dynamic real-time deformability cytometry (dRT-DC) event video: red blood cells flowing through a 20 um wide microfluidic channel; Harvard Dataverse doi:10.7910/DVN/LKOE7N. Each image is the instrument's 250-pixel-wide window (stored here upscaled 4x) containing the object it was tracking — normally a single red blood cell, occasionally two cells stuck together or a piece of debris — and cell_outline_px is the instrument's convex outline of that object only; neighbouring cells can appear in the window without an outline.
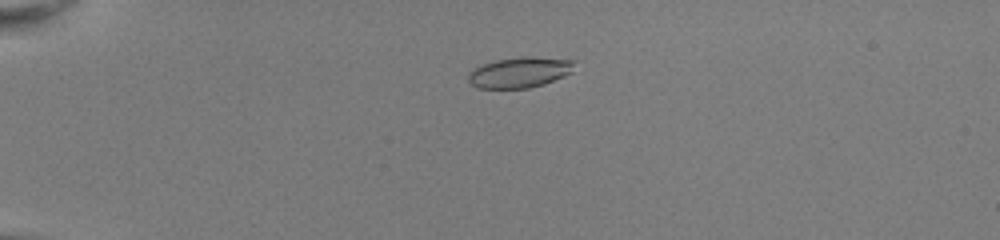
{"species": "common noctule bat (a hibernating species)", "species_latin": "Nyctalus noctula", "temperature_condition": "room temperature", "stored_images_in_passage": 50, "camera_frame_rate_fps": 3000, "um_per_image_px": 0.085, "animal": {"sex": "female", "body_mass_g": 22.0, "forearm_length_mm": 56.7}, "frame": {"image": 1, "passage_image": 12, "time_ms": 3.667, "image_size_px": [1000, 240], "cell_outline_px": [[576, 60], [572, 72], [564, 76], [544, 84], [528, 88], [476, 88], [468, 80], [468, 72], [472, 68], [496, 60], [528, 56]], "centroid_in_image_um": [44.17, 6.15], "position_along_channel_um": 40.8, "area_um2": 18.96}}
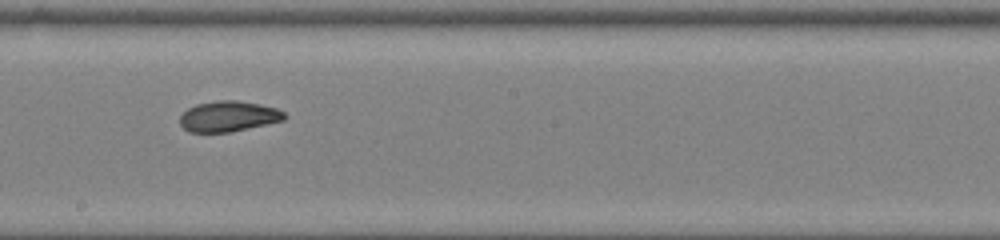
{"frame": {"image": 2, "passage_image": 30, "time_ms": 9.667, "image_size_px": [1000, 240], "cell_outline_px": [[288, 116], [284, 120], [228, 132], [188, 132], [180, 124], [180, 116], [188, 108], [196, 104], [216, 100], [236, 100], [260, 104], [276, 108], [284, 112]], "centroid_in_image_um": [19.41, 9.88], "position_along_channel_um": 228.8, "area_um2": 18.55}}
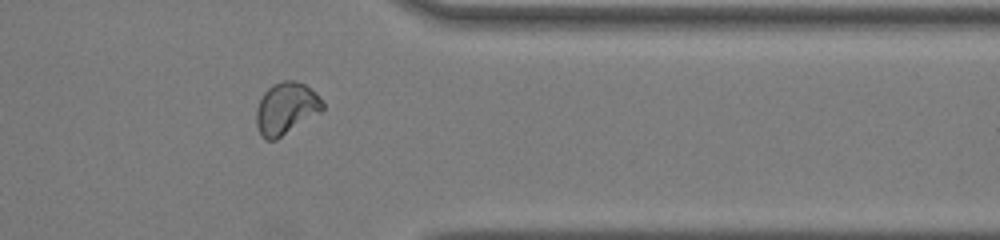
{"frame": {"image": 3, "passage_image": 42, "time_ms": 13.667, "image_size_px": [1000, 240], "cell_outline_px": [[324, 108], [320, 112], [276, 140], [264, 140], [256, 124], [256, 108], [264, 92], [272, 84], [284, 80], [292, 80], [304, 84], [316, 92], [324, 104]], "centroid_in_image_um": [24.3, 9.21], "position_along_channel_um": 387.1, "area_um2": 20.0}, "authors_computed_cell_mechanics": {"area_um2": 19.5075, "velocity_mm_per_s": 4.0444, "shape_relaxation_time_tau1_ms": null, "shape_relaxation_time_tau2_ms": 1.3982, "deformation_change_tau1": null, "deformation_change_tau2": 0.0525}}